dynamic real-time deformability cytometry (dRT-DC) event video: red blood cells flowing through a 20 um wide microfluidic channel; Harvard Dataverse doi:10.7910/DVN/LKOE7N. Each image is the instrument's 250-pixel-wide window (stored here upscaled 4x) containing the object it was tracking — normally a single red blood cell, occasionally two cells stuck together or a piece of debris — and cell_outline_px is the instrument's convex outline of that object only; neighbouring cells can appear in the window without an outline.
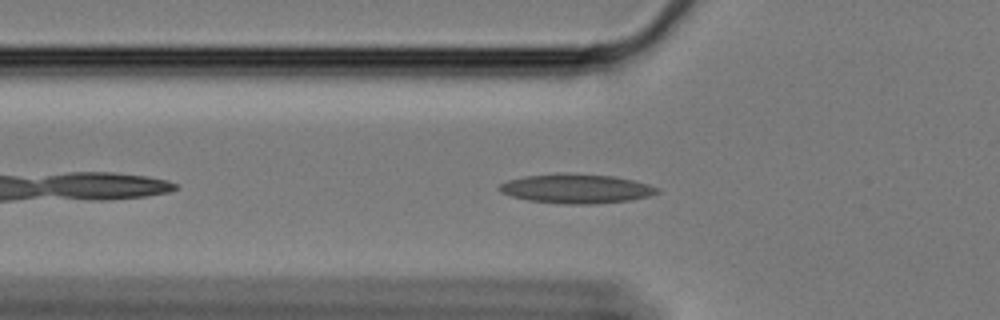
{"species": "Egyptian fruit bat (a non-hibernating species)", "species_latin": "Rousettus aegyptiacus", "temperature_condition": "cold", "stored_images_in_passage": 43, "camera_frame_rate_fps": 3000, "um_per_image_px": 0.085, "animal": {"sex": "female"}, "frame": {"image": 1, "passage_image": 7, "time_ms": 2.0, "image_size_px": [1000, 320], "cell_outline_px": [[660, 192], [648, 196], [632, 200], [596, 204], [564, 204], [528, 200], [512, 196], [500, 192], [496, 188], [500, 184], [508, 180], [524, 176], [612, 176], [632, 180], [648, 184], [660, 188]], "centroid_in_image_um": [49.01, 16.09], "position_along_channel_um": 76.8, "area_um2": 25.89}}
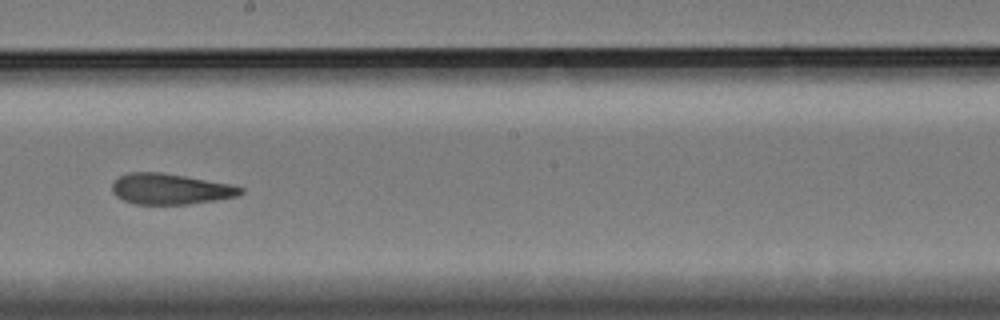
{"frame": {"image": 2, "passage_image": 21, "time_ms": 6.667, "image_size_px": [1000, 320], "cell_outline_px": [[244, 192], [236, 196], [216, 200], [188, 204], [136, 204], [124, 200], [116, 196], [112, 192], [112, 184], [120, 176], [128, 172], [160, 172], [232, 184], [244, 188]], "centroid_in_image_um": [14.48, 16.06], "position_along_channel_um": 233.7, "area_um2": 22.95}}
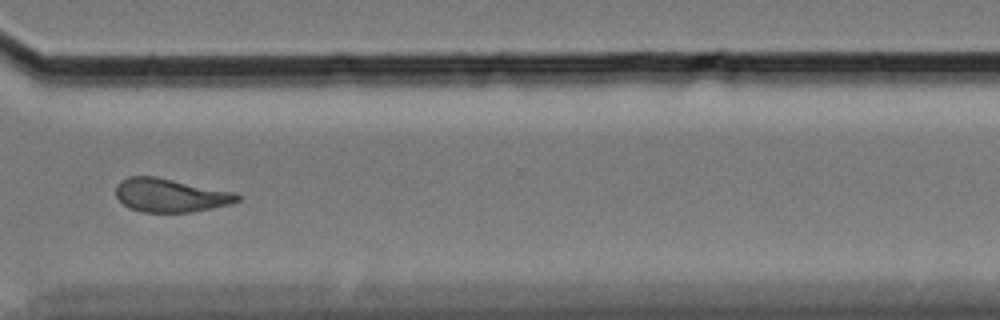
{"frame": {"image": 3, "passage_image": 32, "time_ms": 10.333, "image_size_px": [1000, 320], "cell_outline_px": [[240, 200], [228, 204], [192, 212], [140, 212], [128, 208], [116, 196], [116, 184], [120, 180], [128, 176], [156, 176], [232, 192], [240, 196]], "centroid_in_image_um": [14.41, 16.59], "position_along_channel_um": 356.2, "area_um2": 23.58}, "authors_computed_cell_mechanics": {"area_um2": 24.0448, "velocity_mm_per_s": 3.3439, "shape_relaxation_time_tau1_ms": null, "shape_relaxation_time_tau2_ms": 5.0369, "deformation_change_tau1": null, "deformation_change_tau2": 0.1385}}